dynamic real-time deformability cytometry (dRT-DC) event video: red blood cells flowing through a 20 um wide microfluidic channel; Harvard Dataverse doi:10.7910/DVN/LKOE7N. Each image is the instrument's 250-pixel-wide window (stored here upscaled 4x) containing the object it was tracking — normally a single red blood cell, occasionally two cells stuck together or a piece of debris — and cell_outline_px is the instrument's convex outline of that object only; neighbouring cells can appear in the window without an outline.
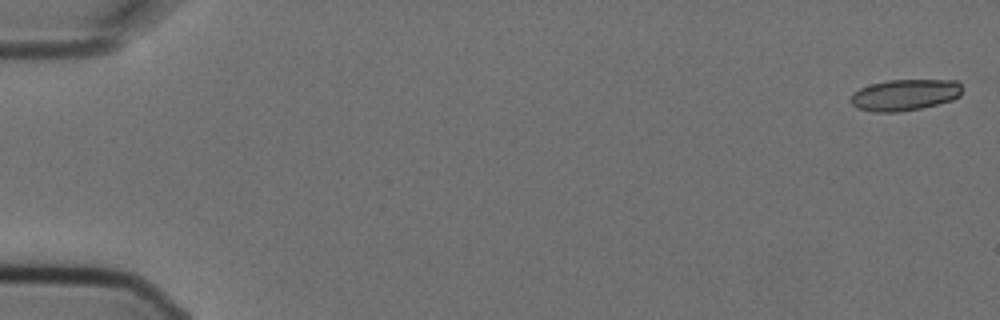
{"species": "Egyptian fruit bat (a non-hibernating species)", "species_latin": "Rousettus aegyptiacus", "temperature_condition": "cold", "stored_images_in_passage": 5, "camera_frame_rate_fps": 3000, "um_per_image_px": 0.085, "animal": {"sex": "female"}, "frame": {"image": 1, "passage_image": 1, "time_ms": 0.0, "image_size_px": [1000, 320], "cell_outline_px": [[960, 96], [952, 100], [920, 108], [896, 112], [872, 112], [856, 108], [848, 100], [852, 92], [860, 88], [872, 84], [888, 80], [956, 80], [960, 84]], "centroid_in_image_um": [76.84, 8.07], "position_along_channel_um": 8.2, "area_um2": 20.35}}
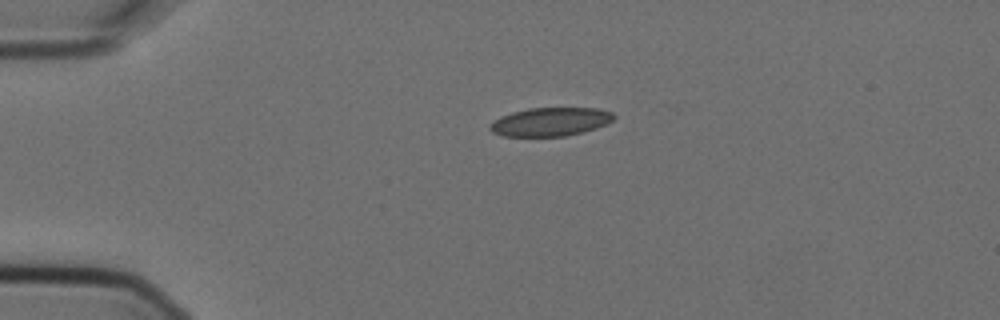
{"frame": {"image": 2, "passage_image": 4, "time_ms": 1.0, "image_size_px": [1000, 320], "cell_outline_px": [[616, 116], [608, 124], [596, 128], [564, 136], [504, 136], [492, 132], [488, 128], [488, 124], [500, 116], [512, 112], [528, 108], [596, 108], [612, 112]], "centroid_in_image_um": [46.76, 10.34], "position_along_channel_um": 38.2, "area_um2": 20.63}}